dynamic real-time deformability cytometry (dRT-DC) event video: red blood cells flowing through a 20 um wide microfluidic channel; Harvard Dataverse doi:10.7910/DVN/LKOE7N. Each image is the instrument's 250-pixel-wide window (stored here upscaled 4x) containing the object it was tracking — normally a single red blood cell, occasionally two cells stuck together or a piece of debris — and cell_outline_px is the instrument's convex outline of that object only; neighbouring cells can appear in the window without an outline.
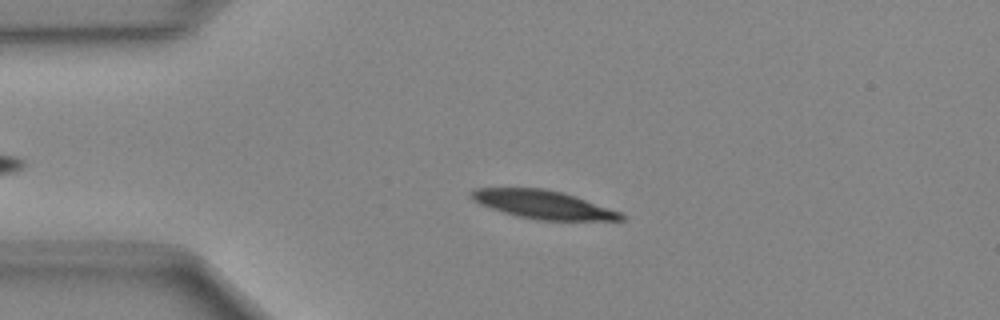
{"species": "Egyptian fruit bat (a non-hibernating species)", "species_latin": "Rousettus aegyptiacus", "temperature_condition": "cold", "stored_images_in_passage": 34, "camera_frame_rate_fps": 3000, "um_per_image_px": 0.085, "animal": {"sex": "female"}, "frame": {"image": 1, "passage_image": 1, "time_ms": 0.0, "image_size_px": [1000, 320], "cell_outline_px": [[624, 220], [536, 220], [516, 216], [480, 204], [472, 200], [468, 196], [468, 192], [476, 188], [544, 188], [560, 192], [620, 212], [624, 216]], "centroid_in_image_um": [46.07, 17.39], "position_along_channel_um": 38.9, "area_um2": 24.33}}
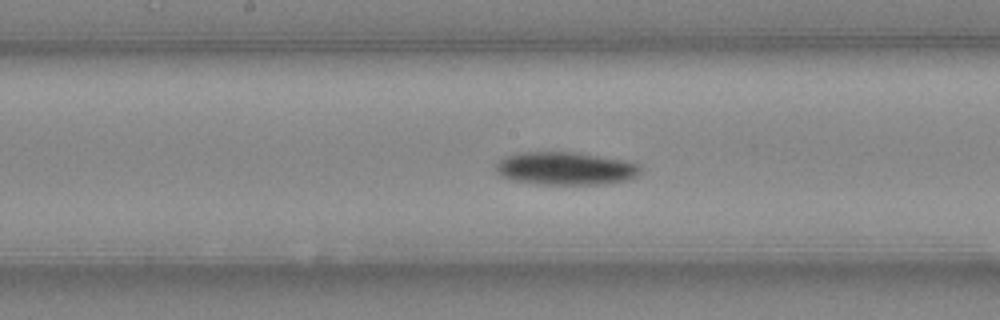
{"frame": {"image": 2, "passage_image": 15, "time_ms": 4.667, "image_size_px": [1000, 320], "cell_outline_px": [[640, 172], [636, 176], [628, 180], [608, 184], [540, 184], [512, 180], [500, 176], [496, 168], [496, 164], [500, 160], [508, 156], [520, 152], [580, 152], [620, 160], [636, 164], [640, 168]], "centroid_in_image_um": [48.06, 14.32], "position_along_channel_um": 200.1, "area_um2": 27.57}}
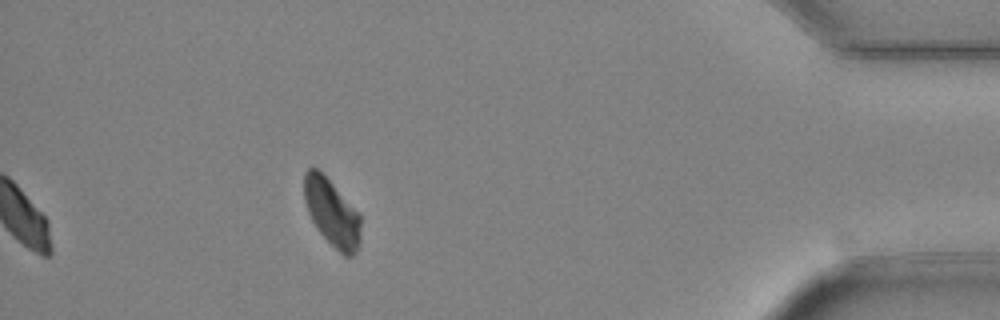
{"frame": {"image": 3, "passage_image": 34, "time_ms": 11.0, "image_size_px": [1000, 320], "cell_outline_px": [[360, 244], [356, 252], [352, 256], [344, 256], [316, 228], [308, 212], [304, 200], [304, 172], [308, 168], [320, 168], [360, 216]], "centroid_in_image_um": [28.19, 18.04], "position_along_channel_um": 407.0, "area_um2": 21.96}}